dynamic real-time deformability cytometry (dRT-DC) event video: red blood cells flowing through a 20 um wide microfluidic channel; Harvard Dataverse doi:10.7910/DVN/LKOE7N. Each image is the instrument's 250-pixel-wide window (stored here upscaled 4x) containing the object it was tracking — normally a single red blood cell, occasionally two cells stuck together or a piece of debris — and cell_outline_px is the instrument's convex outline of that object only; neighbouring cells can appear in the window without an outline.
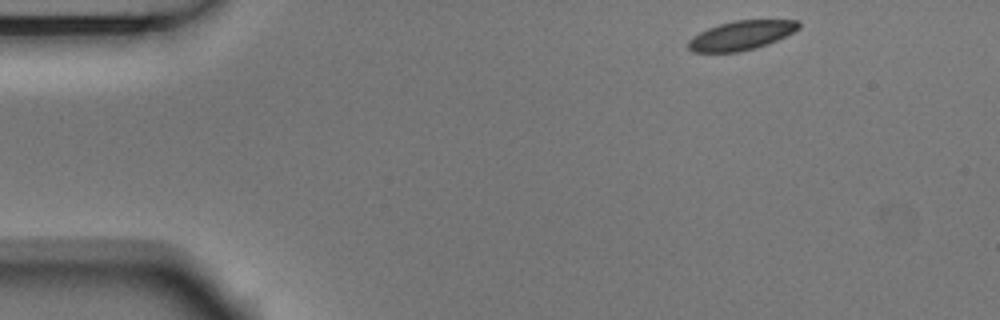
{"species": "Egyptian fruit bat (a non-hibernating species)", "species_latin": "Rousettus aegyptiacus", "temperature_condition": "room temperature", "stored_images_in_passage": 5, "camera_frame_rate_fps": 3000, "um_per_image_px": 0.085, "animal": {"sex": "male"}, "frame": {"image": 1, "passage_image": 1, "time_ms": 0.0, "image_size_px": [1000, 320], "cell_outline_px": [[800, 28], [768, 44], [756, 48], [740, 52], [692, 52], [688, 48], [688, 40], [700, 32], [708, 28], [720, 24], [736, 20], [800, 20]], "centroid_in_image_um": [63.0, 3.01], "position_along_channel_um": 22.0, "area_um2": 18.67}}
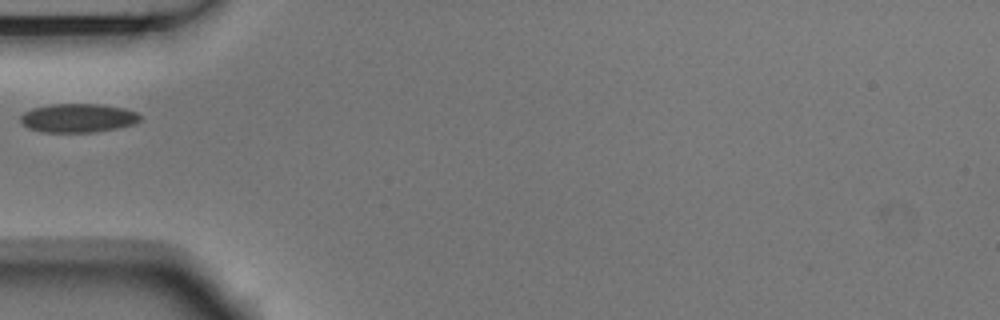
{"frame": {"image": 2, "passage_image": 4, "time_ms": 1.0, "image_size_px": [1000, 320], "cell_outline_px": [[140, 120], [136, 124], [96, 132], [40, 132], [28, 128], [20, 120], [20, 116], [24, 112], [36, 108], [52, 104], [100, 104], [124, 108], [136, 112], [140, 116]], "centroid_in_image_um": [6.65, 10.04], "position_along_channel_um": 78.3, "area_um2": 20.0}}
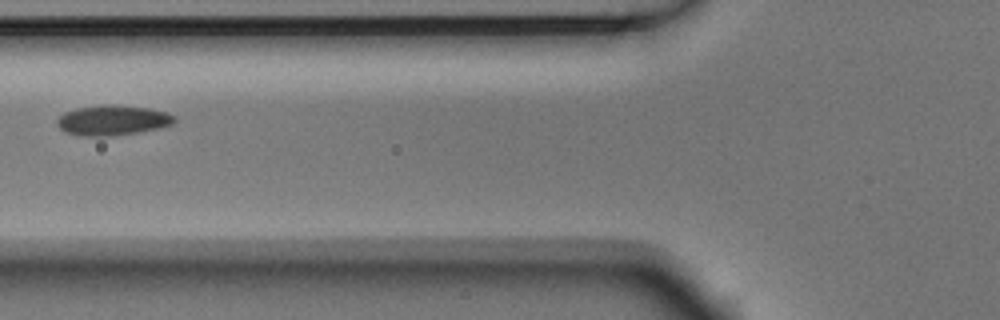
{"frame": {"image": 3, "passage_image": 5, "time_ms": 1.333, "image_size_px": [1000, 320], "cell_outline_px": [[176, 120], [172, 124], [140, 132], [112, 136], [80, 136], [64, 132], [56, 124], [56, 120], [64, 112], [76, 108], [104, 104], [116, 104], [148, 108], [168, 112], [176, 116]], "centroid_in_image_um": [9.55, 10.22], "position_along_channel_um": 116.2, "area_um2": 20.87}}